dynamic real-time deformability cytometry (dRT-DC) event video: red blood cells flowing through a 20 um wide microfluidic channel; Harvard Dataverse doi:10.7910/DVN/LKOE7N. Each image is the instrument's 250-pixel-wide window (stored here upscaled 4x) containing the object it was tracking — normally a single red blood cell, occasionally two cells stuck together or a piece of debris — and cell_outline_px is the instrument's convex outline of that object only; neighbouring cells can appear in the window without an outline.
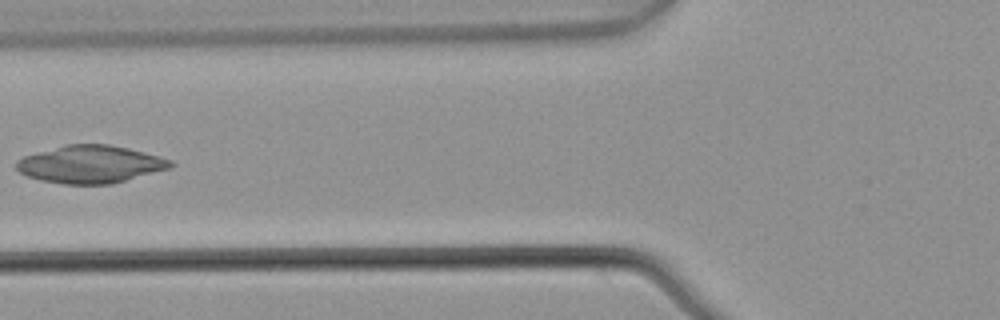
{"species": "common noctule bat (a hibernating species)", "species_latin": "Nyctalus noctula", "temperature_condition": "warm", "stored_images_in_passage": 6, "camera_frame_rate_fps": 3000, "um_per_image_px": 0.085, "animal": {"sex": "male", "body_mass_g": 21.5, "forearm_length_mm": 52.0}, "frame": {"image": 1, "passage_image": 6, "time_ms": 1.667, "image_size_px": [1000, 320], "cell_outline_px": [[176, 164], [172, 168], [112, 184], [64, 184], [40, 180], [28, 176], [20, 172], [16, 168], [16, 160], [24, 156], [68, 144], [108, 144], [128, 148], [172, 160]], "centroid_in_image_um": [7.72, 13.97], "position_along_channel_um": 118.1, "area_um2": 33.7}}